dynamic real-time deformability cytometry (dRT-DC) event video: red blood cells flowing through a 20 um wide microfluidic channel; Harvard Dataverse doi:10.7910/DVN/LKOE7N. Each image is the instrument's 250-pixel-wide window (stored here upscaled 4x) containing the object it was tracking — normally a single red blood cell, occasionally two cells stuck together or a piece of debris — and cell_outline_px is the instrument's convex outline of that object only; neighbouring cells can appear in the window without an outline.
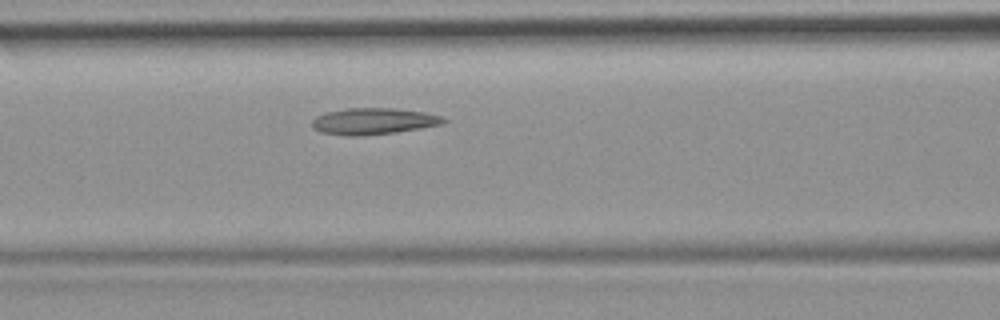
{"species": "common noctule bat (a hibernating species)", "species_latin": "Nyctalus noctula", "temperature_condition": "room temperature", "stored_images_in_passage": 5, "camera_frame_rate_fps": 3000, "um_per_image_px": 0.085, "animal": {"sex": "female", "body_mass_g": 19.9}, "frame": {"image": 1, "passage_image": 5, "time_ms": 5.667, "image_size_px": [1000, 320], "cell_outline_px": [[448, 120], [444, 124], [396, 132], [364, 136], [348, 136], [320, 132], [312, 128], [312, 120], [316, 116], [328, 112], [348, 108], [396, 108], [424, 112], [440, 116]], "centroid_in_image_um": [31.74, 10.31], "position_along_channel_um": 134.9, "area_um2": 20.35}}